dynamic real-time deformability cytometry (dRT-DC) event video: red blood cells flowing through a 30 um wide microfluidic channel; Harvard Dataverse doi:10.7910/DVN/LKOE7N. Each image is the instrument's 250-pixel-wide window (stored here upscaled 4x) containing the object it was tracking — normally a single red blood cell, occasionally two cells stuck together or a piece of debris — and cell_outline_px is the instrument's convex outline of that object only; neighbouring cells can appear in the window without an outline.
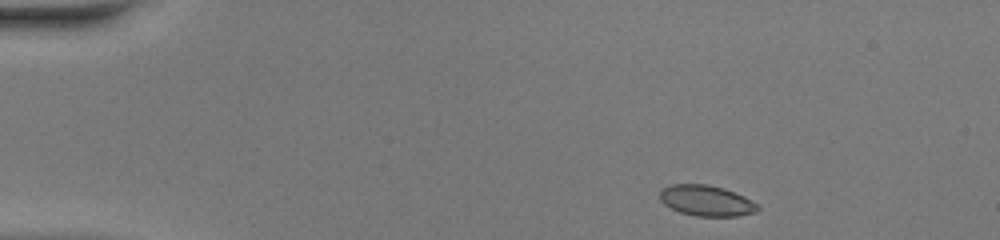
{"species": "common noctule bat (a hibernating species)", "species_latin": "Nyctalus noctula", "temperature_condition": "warm", "stored_images_in_passage": 44, "camera_frame_rate_fps": 3000, "um_per_image_px": 0.085, "animal": {"sex": "female", "body_mass_g": 20.0, "forearm_length_mm": 54.0}, "frame": {"image": 1, "passage_image": 1, "time_ms": 0.0, "image_size_px": [1000, 240], "cell_outline_px": [[760, 208], [756, 212], [736, 216], [696, 216], [680, 212], [664, 204], [660, 200], [660, 192], [664, 188], [672, 184], [708, 184], [724, 188], [744, 196], [752, 200]], "centroid_in_image_um": [60.05, 17.05], "position_along_channel_um": 24.9, "area_um2": 17.46}}
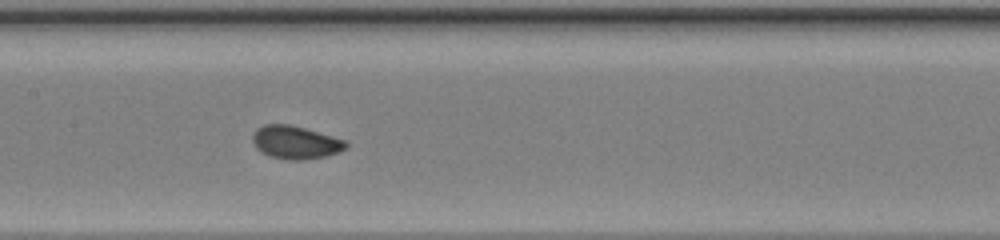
{"frame": {"image": 2, "passage_image": 19, "time_ms": 6.0, "image_size_px": [1000, 240], "cell_outline_px": [[348, 148], [328, 156], [304, 160], [288, 160], [272, 156], [260, 152], [256, 148], [252, 140], [252, 136], [256, 128], [264, 124], [288, 124], [304, 128], [348, 140]], "centroid_in_image_um": [25.14, 12.1], "position_along_channel_um": 182.3, "area_um2": 18.21}}
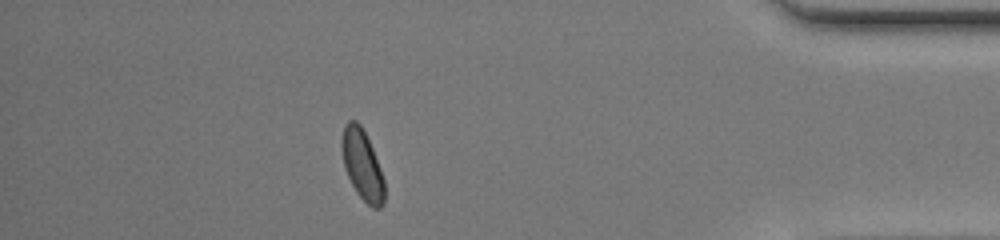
{"frame": {"image": 3, "passage_image": 38, "time_ms": 12.333, "image_size_px": [1000, 240], "cell_outline_px": [[384, 204], [380, 208], [372, 208], [356, 192], [344, 168], [340, 148], [340, 140], [344, 124], [348, 120], [356, 120], [360, 124], [372, 148], [380, 168], [384, 180]], "centroid_in_image_um": [30.76, 13.99], "position_along_channel_um": 404.4, "area_um2": 17.51}, "authors_computed_cell_mechanics": {"area_um2": 17.3978, "velocity_mm_per_s": 4.1291, "shape_relaxation_time_tau1_ms": 2.1898, "shape_relaxation_time_tau2_ms": null, "deformation_change_tau1": 0.089, "deformation_change_tau2": null}}